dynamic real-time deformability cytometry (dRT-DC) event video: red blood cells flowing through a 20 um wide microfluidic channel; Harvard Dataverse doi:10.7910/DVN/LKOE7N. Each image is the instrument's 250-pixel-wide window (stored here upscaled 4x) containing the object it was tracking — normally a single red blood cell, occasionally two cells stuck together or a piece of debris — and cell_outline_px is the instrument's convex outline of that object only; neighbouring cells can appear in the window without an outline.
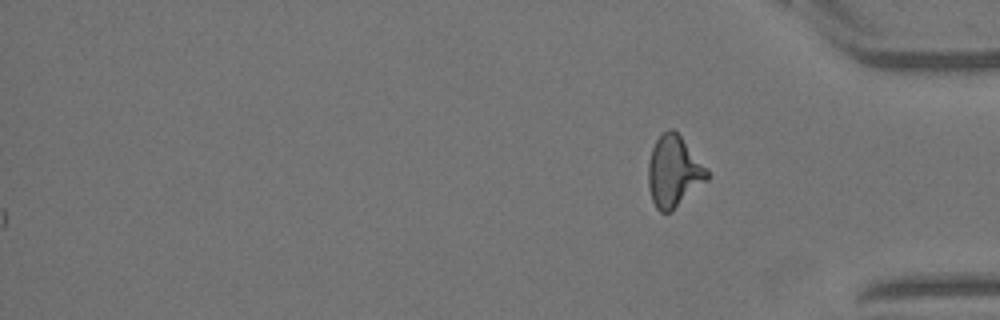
{"species": "Egyptian fruit bat (a non-hibernating species)", "species_latin": "Rousettus aegyptiacus", "temperature_condition": "warm", "stored_images_in_passage": 47, "camera_frame_rate_fps": 3000, "um_per_image_px": 0.085, "animal": {"sex": "female"}, "frame": {"image": 1, "passage_image": 47, "time_ms": 15.333, "image_size_px": [1000, 320], "cell_outline_px": [[708, 180], [672, 212], [660, 212], [656, 208], [652, 200], [648, 184], [648, 164], [652, 148], [656, 140], [668, 128], [672, 128], [680, 136], [708, 172]], "centroid_in_image_um": [57.24, 14.62], "position_along_channel_um": 378.0, "area_um2": 24.1}}